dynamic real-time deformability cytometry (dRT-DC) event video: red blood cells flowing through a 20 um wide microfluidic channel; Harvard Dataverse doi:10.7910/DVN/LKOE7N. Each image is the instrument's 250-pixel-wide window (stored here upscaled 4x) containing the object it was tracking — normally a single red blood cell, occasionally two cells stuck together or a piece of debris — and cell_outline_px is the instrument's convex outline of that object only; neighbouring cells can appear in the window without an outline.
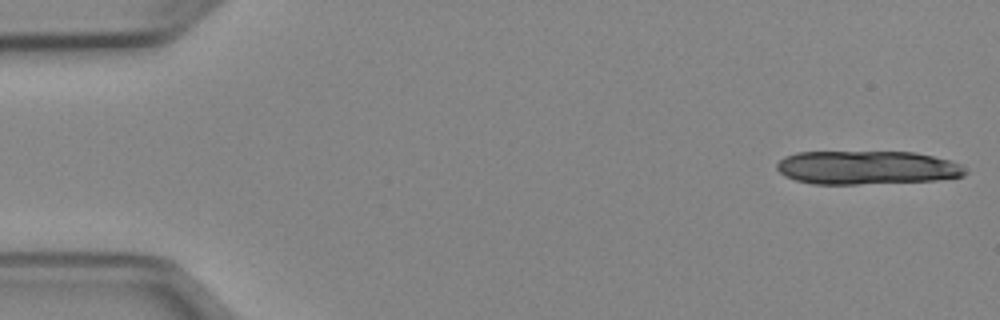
{"species": "Egyptian fruit bat (a non-hibernating species)", "species_latin": "Rousettus aegyptiacus", "temperature_condition": "cold", "stored_images_in_passage": 12, "camera_frame_rate_fps": 3000, "um_per_image_px": 0.085, "animal": {"sex": "female"}, "frame": {"image": 1, "passage_image": 1, "time_ms": 0.0, "image_size_px": [1000, 320], "cell_outline_px": [[968, 172], [964, 176], [936, 180], [856, 184], [812, 184], [796, 180], [784, 176], [776, 168], [776, 164], [784, 156], [796, 152], [916, 152], [948, 160], [960, 164]], "centroid_in_image_um": [73.65, 14.24], "position_along_channel_um": 11.3, "area_um2": 36.93}}